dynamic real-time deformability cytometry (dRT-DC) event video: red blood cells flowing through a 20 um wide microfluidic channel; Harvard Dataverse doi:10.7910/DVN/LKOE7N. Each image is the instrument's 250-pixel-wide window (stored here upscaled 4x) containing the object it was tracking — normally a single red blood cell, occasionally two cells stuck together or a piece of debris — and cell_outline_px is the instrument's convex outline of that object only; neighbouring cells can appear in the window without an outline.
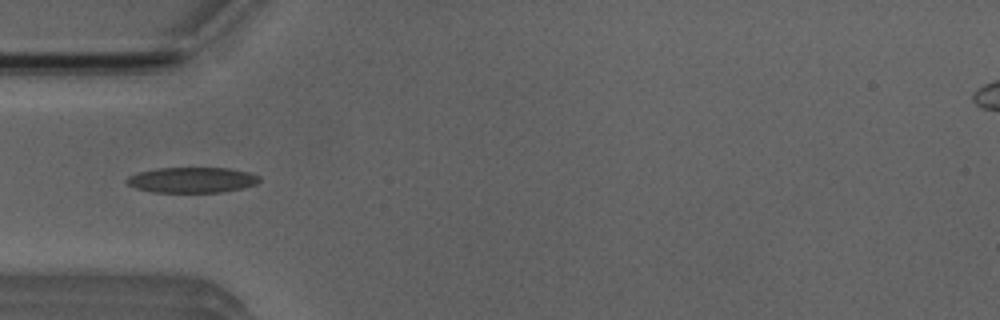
{"species": "Egyptian fruit bat (a non-hibernating species)", "species_latin": "Rousettus aegyptiacus", "temperature_condition": "room temperature", "stored_images_in_passage": 2, "camera_frame_rate_fps": 3000, "um_per_image_px": 0.085, "animal": {"sex": "male"}, "frame": {"image": 1, "passage_image": 2, "time_ms": 2.0, "image_size_px": [1000, 320], "cell_outline_px": [[260, 180], [256, 184], [244, 188], [220, 192], [152, 192], [136, 188], [128, 184], [124, 180], [128, 176], [140, 172], [156, 168], [228, 168], [248, 172], [260, 176]], "centroid_in_image_um": [16.32, 15.3], "position_along_channel_um": 68.7, "area_um2": 19.71}}